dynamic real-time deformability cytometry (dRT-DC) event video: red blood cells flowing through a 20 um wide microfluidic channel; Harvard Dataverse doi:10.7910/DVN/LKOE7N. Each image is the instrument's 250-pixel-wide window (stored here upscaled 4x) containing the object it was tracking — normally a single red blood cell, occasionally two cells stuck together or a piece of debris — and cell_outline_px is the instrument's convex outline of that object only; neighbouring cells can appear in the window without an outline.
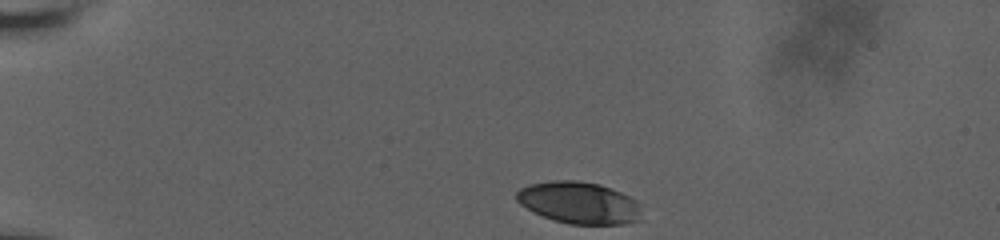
{"species": "human", "species_latin": "Homo sapiens", "temperature_condition": "room temperature", "stored_images_in_passage": 39, "camera_frame_rate_fps": 3000, "um_per_image_px": 0.085, "donor": {"sex": "male"}, "frame": {"image": 1, "passage_image": 1, "time_ms": 0.0, "image_size_px": [1000, 240], "cell_outline_px": [[644, 220], [624, 224], [568, 224], [552, 220], [532, 212], [520, 204], [516, 200], [516, 192], [520, 188], [528, 184], [552, 180], [576, 180], [600, 184], [620, 192], [636, 200]], "centroid_in_image_um": [49.21, 17.24], "position_along_channel_um": 35.8, "area_um2": 30.92}}
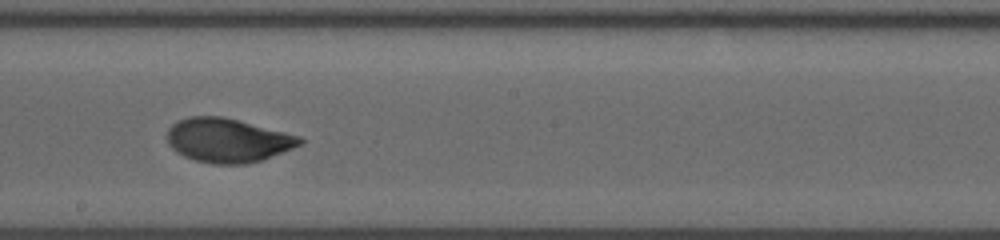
{"frame": {"image": 2, "passage_image": 23, "time_ms": 7.333, "image_size_px": [1000, 240], "cell_outline_px": [[304, 140], [300, 144], [292, 148], [260, 160], [244, 164], [212, 164], [196, 160], [184, 156], [176, 152], [168, 144], [168, 128], [172, 124], [188, 116], [220, 116], [300, 136]], "centroid_in_image_um": [19.31, 11.93], "position_along_channel_um": 228.9, "area_um2": 33.52}}
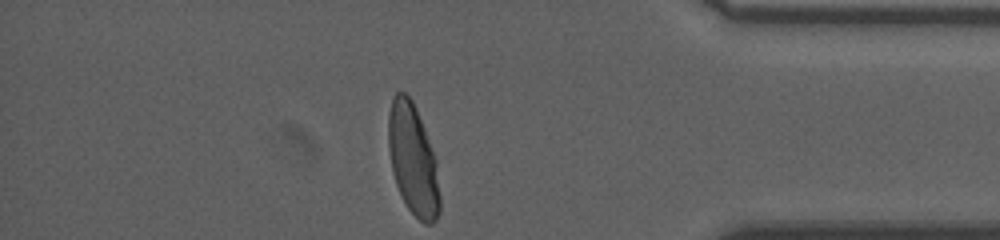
{"frame": {"image": 3, "passage_image": 39, "time_ms": 12.667, "image_size_px": [1000, 240], "cell_outline_px": [[440, 212], [436, 220], [432, 224], [424, 224], [408, 208], [396, 184], [392, 172], [388, 148], [388, 112], [392, 96], [396, 92], [404, 92], [412, 100], [424, 128], [436, 160], [440, 196]], "centroid_in_image_um": [35.09, 13.57], "position_along_channel_um": 400.1, "area_um2": 33.23}, "authors_computed_cell_mechanics": {"area_um2": 33.9864, "velocity_mm_per_s": 3.642, "shape_relaxation_time_tau1_ms": 4.1976, "shape_relaxation_time_tau2_ms": null, "deformation_change_tau1": 0.1835, "deformation_change_tau2": null}}